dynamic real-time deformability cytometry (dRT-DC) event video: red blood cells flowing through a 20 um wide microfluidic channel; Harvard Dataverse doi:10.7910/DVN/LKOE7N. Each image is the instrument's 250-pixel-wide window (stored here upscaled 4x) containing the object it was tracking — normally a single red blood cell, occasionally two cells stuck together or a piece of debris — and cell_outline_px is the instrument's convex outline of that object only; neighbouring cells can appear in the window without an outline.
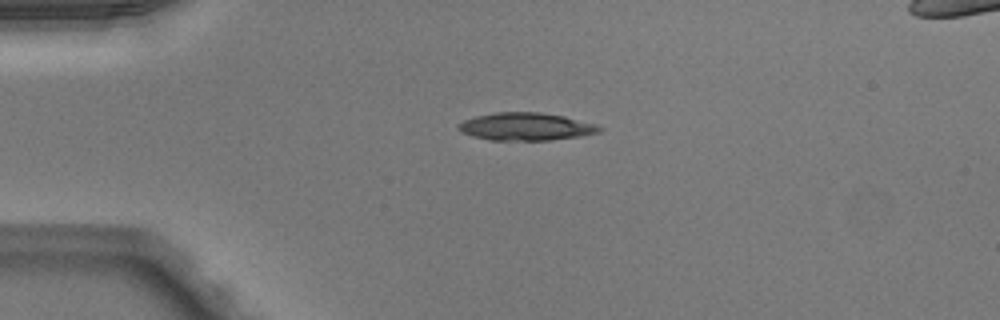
{"species": "Egyptian fruit bat (a non-hibernating species)", "species_latin": "Rousettus aegyptiacus", "temperature_condition": "warm", "stored_images_in_passage": 39, "camera_frame_rate_fps": 3000, "um_per_image_px": 0.085, "animal": {"sex": "male"}, "frame": {"image": 1, "passage_image": 1, "time_ms": 0.0, "image_size_px": [1000, 320], "cell_outline_px": [[604, 128], [600, 132], [580, 136], [552, 140], [492, 140], [472, 136], [456, 128], [464, 120], [476, 116], [496, 112], [540, 112], [564, 116], [596, 124]], "centroid_in_image_um": [44.74, 10.76], "position_along_channel_um": 40.3, "area_um2": 22.66}}
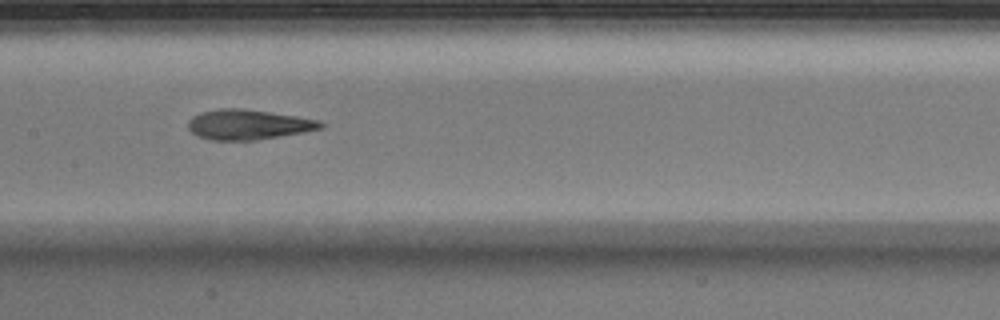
{"frame": {"image": 2, "passage_image": 14, "time_ms": 4.333, "image_size_px": [1000, 320], "cell_outline_px": [[324, 128], [304, 132], [256, 140], [212, 140], [196, 136], [188, 128], [188, 120], [192, 116], [200, 112], [220, 108], [244, 108], [296, 116], [320, 120], [324, 124]], "centroid_in_image_um": [21.09, 10.58], "position_along_channel_um": 186.3, "area_um2": 23.35}}
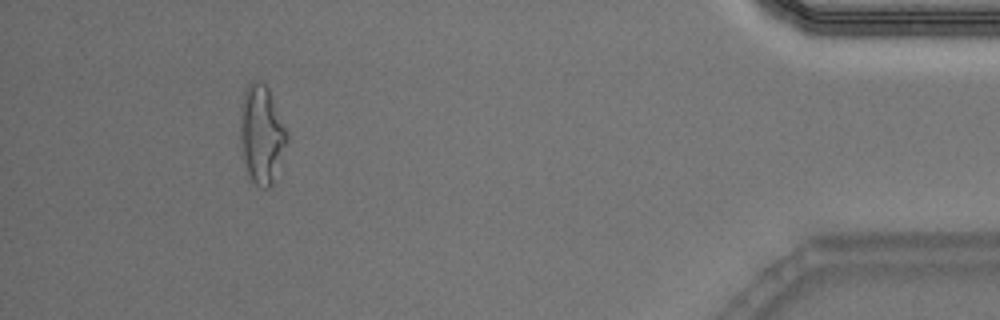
{"frame": {"image": 3, "passage_image": 35, "time_ms": 11.333, "image_size_px": [1000, 320], "cell_outline_px": [[288, 140], [272, 184], [268, 188], [264, 188], [256, 184], [248, 176], [240, 148], [240, 116], [244, 92], [248, 84], [252, 80], [260, 80], [268, 88], [288, 132]], "centroid_in_image_um": [22.22, 11.41], "position_along_channel_um": 413.0, "area_um2": 26.76}, "authors_computed_cell_mechanics": {"area_um2": 23.409, "velocity_mm_per_s": 4.0575, "shape_relaxation_time_tau1_ms": 4.0048, "shape_relaxation_time_tau2_ms": 3.149, "deformation_change_tau1": 0.1997, "deformation_change_tau2": 0.1316}}